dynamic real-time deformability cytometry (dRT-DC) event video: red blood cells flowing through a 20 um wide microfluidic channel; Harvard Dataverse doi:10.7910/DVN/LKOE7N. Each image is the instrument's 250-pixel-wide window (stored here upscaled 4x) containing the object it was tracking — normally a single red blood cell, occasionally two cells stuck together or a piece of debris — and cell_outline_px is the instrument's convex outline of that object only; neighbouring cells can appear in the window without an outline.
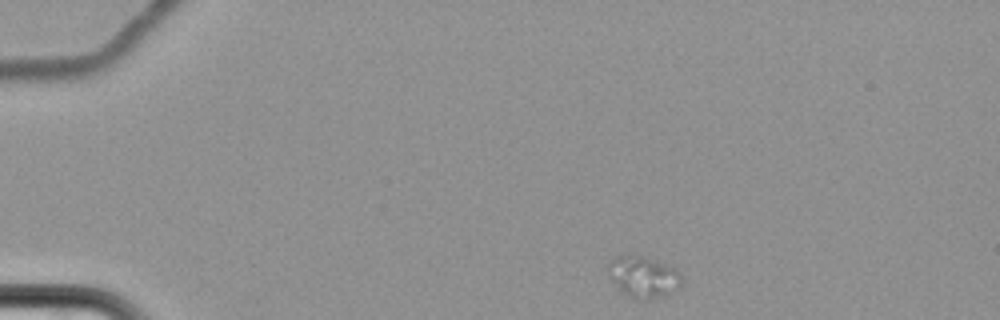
{"species": "common noctule bat (a hibernating species)", "species_latin": "Nyctalus noctula", "temperature_condition": "cold", "stored_images_in_passage": 3, "camera_frame_rate_fps": 3000, "um_per_image_px": 0.085, "animal": {"sex": "female", "body_mass_g": 22.7, "forearm_length_mm": 54.2}, "frame": {"image": 1, "passage_image": 1, "time_ms": 0.0, "image_size_px": [1000, 320], "cell_outline_px": [[684, 284], [680, 288], [660, 296], [628, 296], [620, 288], [608, 272], [608, 264], [616, 256], [644, 256], [656, 260], [676, 268], [680, 272]], "centroid_in_image_um": [54.76, 23.47], "position_along_channel_um": 30.2, "area_um2": 16.88}}